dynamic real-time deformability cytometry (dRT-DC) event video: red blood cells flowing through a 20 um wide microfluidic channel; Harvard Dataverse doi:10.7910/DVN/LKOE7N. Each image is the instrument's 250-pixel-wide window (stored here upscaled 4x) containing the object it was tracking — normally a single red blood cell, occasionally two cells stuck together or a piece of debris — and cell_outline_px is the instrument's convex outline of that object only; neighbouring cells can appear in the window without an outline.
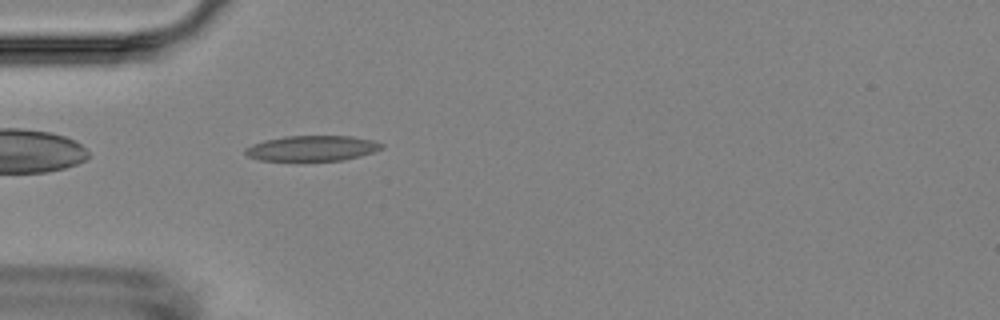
{"species": "Egyptian fruit bat (a non-hibernating species)", "species_latin": "Rousettus aegyptiacus", "temperature_condition": "room temperature", "stored_images_in_passage": 3, "camera_frame_rate_fps": 3000, "um_per_image_px": 0.085, "animal": {"sex": "female"}, "frame": {"image": 1, "passage_image": 3, "time_ms": 2.333, "image_size_px": [1000, 320], "cell_outline_px": [[384, 148], [360, 156], [344, 160], [260, 160], [248, 156], [244, 152], [244, 148], [252, 144], [264, 140], [284, 136], [352, 136], [372, 140], [384, 144]], "centroid_in_image_um": [26.53, 12.59], "position_along_channel_um": 58.5, "area_um2": 20.11}}